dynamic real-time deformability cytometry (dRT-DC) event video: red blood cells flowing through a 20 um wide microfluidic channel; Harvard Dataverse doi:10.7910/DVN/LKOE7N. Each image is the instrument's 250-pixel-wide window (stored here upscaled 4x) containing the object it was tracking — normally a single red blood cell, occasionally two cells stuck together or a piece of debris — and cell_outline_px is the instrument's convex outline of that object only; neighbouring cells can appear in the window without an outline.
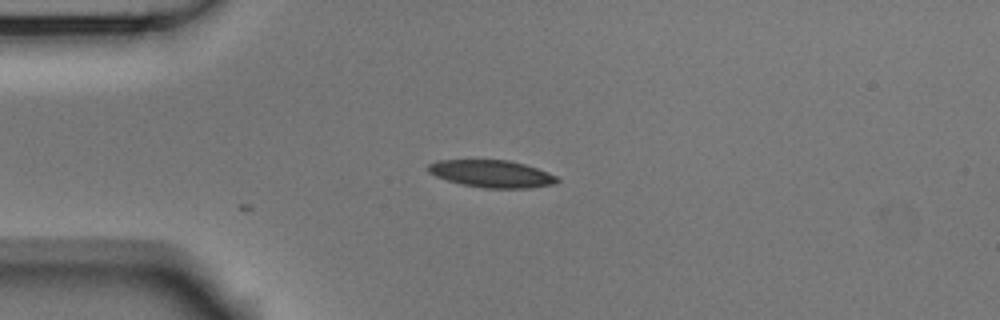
{"species": "Egyptian fruit bat (a non-hibernating species)", "species_latin": "Rousettus aegyptiacus", "temperature_condition": "room temperature", "stored_images_in_passage": 3, "camera_frame_rate_fps": 3000, "um_per_image_px": 0.085, "animal": {"sex": "male"}, "frame": {"image": 1, "passage_image": 3, "time_ms": 0.667, "image_size_px": [1000, 320], "cell_outline_px": [[560, 180], [556, 184], [528, 188], [484, 188], [460, 184], [436, 176], [428, 172], [428, 164], [436, 160], [508, 160], [524, 164], [536, 168], [556, 176]], "centroid_in_image_um": [41.78, 14.77], "position_along_channel_um": 43.2, "area_um2": 20.46}}